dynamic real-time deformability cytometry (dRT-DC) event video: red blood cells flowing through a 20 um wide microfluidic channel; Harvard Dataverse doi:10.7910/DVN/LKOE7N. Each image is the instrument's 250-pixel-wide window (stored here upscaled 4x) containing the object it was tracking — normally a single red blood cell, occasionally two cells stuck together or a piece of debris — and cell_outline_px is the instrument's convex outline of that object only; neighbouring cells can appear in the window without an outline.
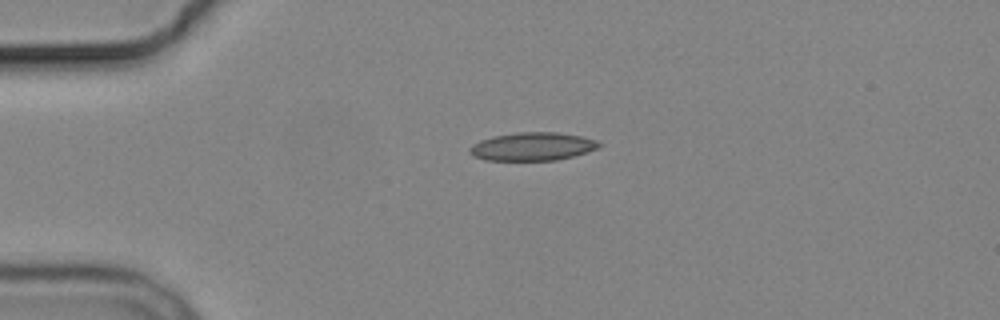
{"species": "common noctule bat (a hibernating species)", "species_latin": "Nyctalus noctula", "temperature_condition": "cold", "stored_images_in_passage": 2, "camera_frame_rate_fps": 3000, "um_per_image_px": 0.085, "animal": {"sex": "male", "body_mass_g": 19.2, "forearm_length_mm": 51.8}, "frame": {"image": 1, "passage_image": 1, "time_ms": 0.0, "image_size_px": [1000, 320], "cell_outline_px": [[600, 144], [596, 148], [572, 156], [556, 160], [484, 160], [472, 156], [468, 152], [468, 148], [472, 144], [480, 140], [492, 136], [516, 132], [556, 132], [580, 136], [596, 140]], "centroid_in_image_um": [45.16, 12.45], "position_along_channel_um": 39.8, "area_um2": 21.15}}